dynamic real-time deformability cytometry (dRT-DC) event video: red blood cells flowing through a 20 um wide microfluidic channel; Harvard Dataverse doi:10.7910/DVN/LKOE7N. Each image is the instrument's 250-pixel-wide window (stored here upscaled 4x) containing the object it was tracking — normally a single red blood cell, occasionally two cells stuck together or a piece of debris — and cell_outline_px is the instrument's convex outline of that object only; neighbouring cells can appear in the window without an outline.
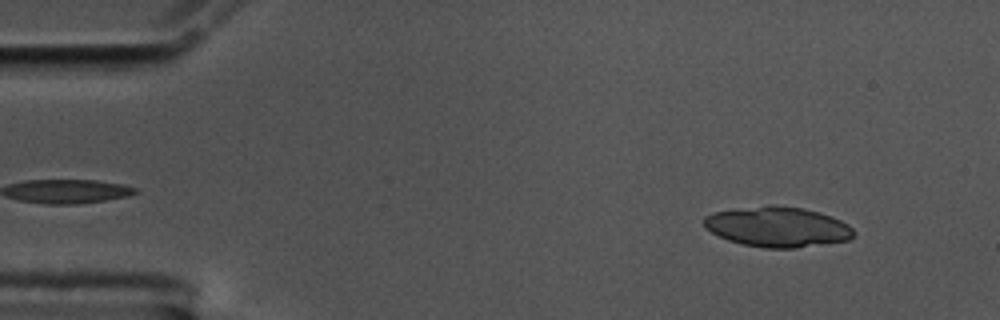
{"species": "common noctule bat (a hibernating species)", "species_latin": "Nyctalus noctula", "temperature_condition": "cold", "stored_images_in_passage": 55, "segment_of_instrument_passage": [1, 2], "camera_frame_rate_fps": 3000, "um_per_image_px": 0.085, "animal": {"sex": "male", "body_mass_g": 17.5, "forearm_length_mm": 52.3}, "frame": {"image": 1, "passage_image": 5, "time_ms": 1.333, "image_size_px": [1000, 320], "cell_outline_px": [[856, 232], [848, 240], [796, 248], [764, 248], [744, 244], [728, 240], [704, 228], [704, 216], [712, 212], [772, 204], [776, 204], [804, 208], [820, 212], [832, 216], [848, 224]], "centroid_in_image_um": [66.1, 19.27], "position_along_channel_um": 18.9, "area_um2": 35.2}}